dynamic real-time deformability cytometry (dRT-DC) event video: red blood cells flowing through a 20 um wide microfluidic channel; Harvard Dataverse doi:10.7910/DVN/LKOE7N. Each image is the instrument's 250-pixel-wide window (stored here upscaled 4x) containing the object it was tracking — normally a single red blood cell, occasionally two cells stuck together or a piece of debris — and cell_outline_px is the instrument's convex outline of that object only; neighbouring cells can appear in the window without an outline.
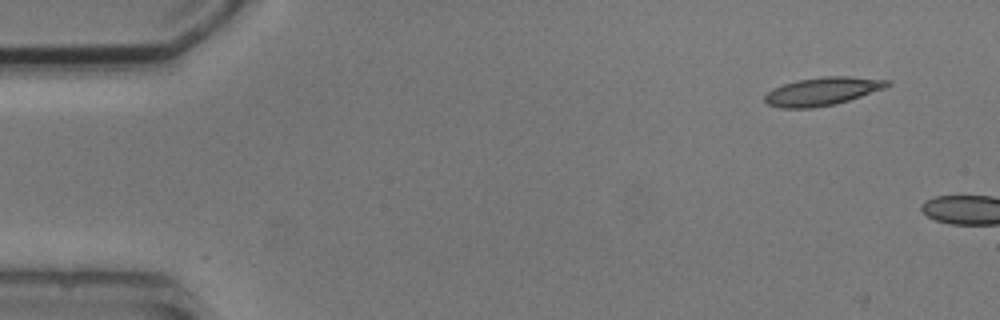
{"species": "common noctule bat (a hibernating species)", "species_latin": "Nyctalus noctula", "temperature_condition": "cold", "stored_images_in_passage": 2, "camera_frame_rate_fps": 3000, "um_per_image_px": 0.085, "animal": {"sex": "male", "body_mass_g": 20.5, "forearm_length_mm": 52.5}, "frame": {"image": 1, "passage_image": 1, "time_ms": 0.0, "image_size_px": [1000, 320], "cell_outline_px": [[892, 84], [884, 88], [836, 104], [812, 108], [780, 108], [768, 104], [764, 100], [764, 96], [772, 88], [796, 80], [824, 76], [848, 76], [892, 80]], "centroid_in_image_um": [69.9, 7.75], "position_along_channel_um": 15.1, "area_um2": 20.11}}